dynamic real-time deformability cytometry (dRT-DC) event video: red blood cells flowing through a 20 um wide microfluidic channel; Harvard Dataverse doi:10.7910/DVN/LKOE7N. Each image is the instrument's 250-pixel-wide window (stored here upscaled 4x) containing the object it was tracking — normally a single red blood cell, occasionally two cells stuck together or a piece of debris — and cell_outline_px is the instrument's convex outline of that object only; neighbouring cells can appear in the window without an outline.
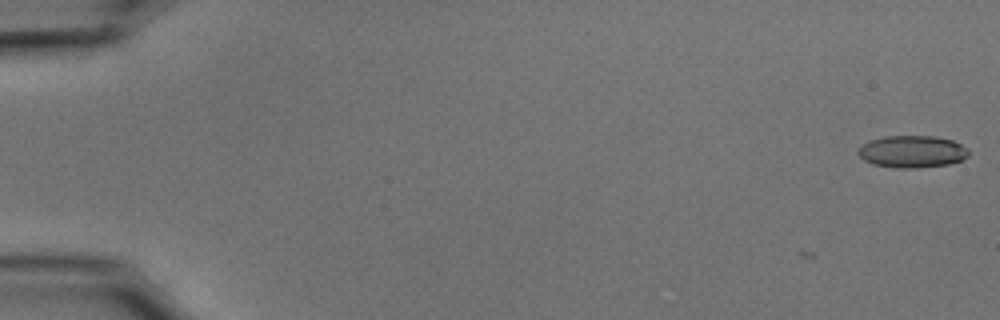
{"species": "common noctule bat (a hibernating species)", "species_latin": "Nyctalus noctula", "temperature_condition": "cold", "stored_images_in_passage": 7, "camera_frame_rate_fps": 3000, "um_per_image_px": 0.085, "animal": {"sex": "male", "body_mass_g": 15.6}, "frame": {"image": 1, "passage_image": 1, "time_ms": 0.0, "image_size_px": [1000, 320], "cell_outline_px": [[968, 156], [960, 160], [948, 164], [916, 168], [896, 168], [872, 164], [864, 160], [856, 152], [868, 140], [884, 136], [932, 136], [952, 140], [968, 148]], "centroid_in_image_um": [77.51, 12.88], "position_along_channel_um": 7.5, "area_um2": 20.63}}